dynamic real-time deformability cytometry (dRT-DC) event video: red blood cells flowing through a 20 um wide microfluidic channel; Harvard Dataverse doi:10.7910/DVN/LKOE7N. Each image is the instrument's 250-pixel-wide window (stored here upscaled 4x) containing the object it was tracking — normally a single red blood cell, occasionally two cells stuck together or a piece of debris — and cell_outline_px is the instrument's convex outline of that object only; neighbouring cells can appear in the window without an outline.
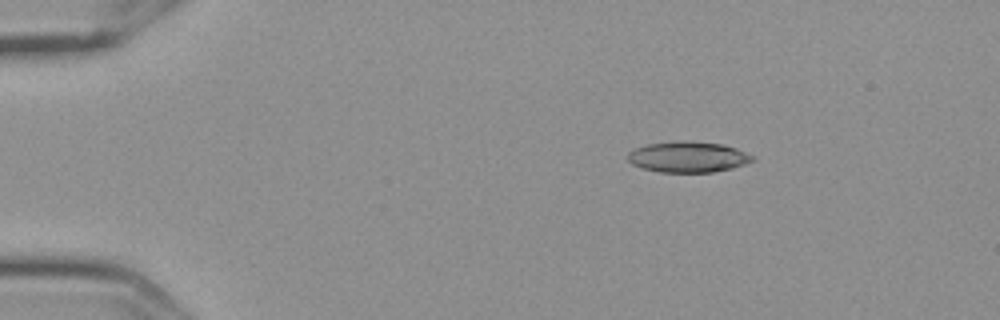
{"species": "Egyptian fruit bat (a non-hibernating species)", "species_latin": "Rousettus aegyptiacus", "temperature_condition": "cold", "stored_images_in_passage": 48, "camera_frame_rate_fps": 3000, "um_per_image_px": 0.085, "frame": {"image": 1, "passage_image": 1, "time_ms": 0.0, "image_size_px": [1000, 320], "cell_outline_px": [[756, 160], [732, 168], [712, 172], [660, 172], [644, 168], [632, 164], [628, 160], [628, 152], [636, 148], [648, 144], [684, 140], [720, 144], [736, 148], [756, 156]], "centroid_in_image_um": [58.52, 13.34], "position_along_channel_um": 26.5, "area_um2": 22.31}}
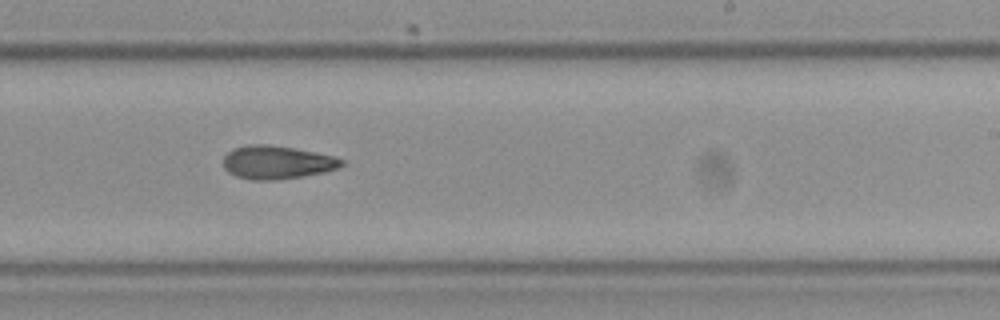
{"frame": {"image": 2, "passage_image": 27, "time_ms": 8.667, "image_size_px": [1000, 320], "cell_outline_px": [[344, 164], [336, 168], [324, 172], [276, 180], [252, 180], [236, 176], [228, 172], [224, 168], [224, 156], [232, 148], [248, 144], [268, 144], [292, 148], [332, 156], [344, 160]], "centroid_in_image_um": [23.48, 13.8], "position_along_channel_um": 265.5, "area_um2": 22.72}}
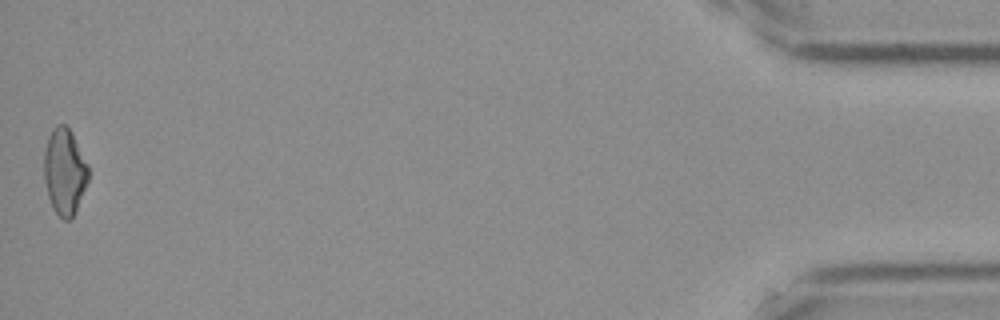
{"frame": {"image": 3, "passage_image": 48, "time_ms": 15.667, "image_size_px": [1000, 320], "cell_outline_px": [[88, 180], [76, 212], [68, 220], [64, 220], [52, 208], [48, 196], [44, 180], [44, 152], [48, 136], [52, 128], [56, 124], [64, 124], [72, 132], [88, 164]], "centroid_in_image_um": [5.48, 14.57], "position_along_channel_um": 429.7, "area_um2": 22.37}, "authors_computed_cell_mechanics": {"area_um2": 22.9466, "velocity_mm_per_s": 3.608, "shape_relaxation_time_tau1_ms": 7.066, "shape_relaxation_time_tau2_ms": null, "deformation_change_tau1": 0.17, "deformation_change_tau2": null}}